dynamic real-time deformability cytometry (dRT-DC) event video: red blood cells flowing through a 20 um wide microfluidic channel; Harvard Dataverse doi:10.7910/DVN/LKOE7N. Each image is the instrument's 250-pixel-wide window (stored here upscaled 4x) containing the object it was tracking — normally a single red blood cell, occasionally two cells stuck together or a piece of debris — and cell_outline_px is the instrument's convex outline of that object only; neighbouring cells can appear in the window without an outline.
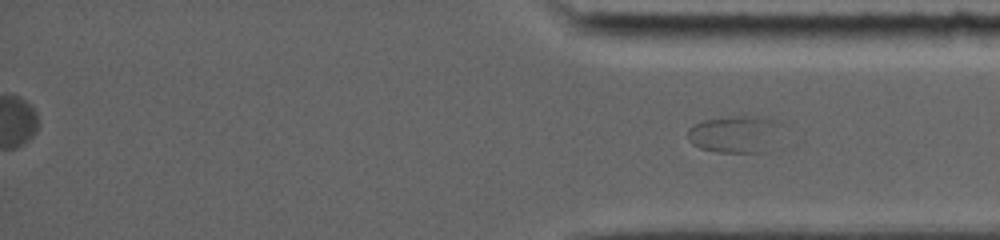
{"species": "common noctule bat (a hibernating species)", "species_latin": "Nyctalus noctula", "temperature_condition": "room temperature", "stored_images_in_passage": 25, "segment_of_instrument_passage": [2, 2], "camera_frame_rate_fps": 5000, "um_per_image_px": 0.085, "animal": {"sex": "female", "body_mass_g": 19.0, "forearm_length_mm": 56.7}, "frame": {"image": 1, "passage_image": 25, "time_ms": 19.2, "image_size_px": [1000, 240], "cell_outline_px": [[784, 124], [768, 152], [716, 152], [700, 148], [692, 144], [688, 140], [688, 128], [692, 124], [704, 120], [728, 116], [756, 116], [780, 120]], "centroid_in_image_um": [62.51, 11.39], "position_along_channel_um": 372.7, "area_um2": 20.81}}